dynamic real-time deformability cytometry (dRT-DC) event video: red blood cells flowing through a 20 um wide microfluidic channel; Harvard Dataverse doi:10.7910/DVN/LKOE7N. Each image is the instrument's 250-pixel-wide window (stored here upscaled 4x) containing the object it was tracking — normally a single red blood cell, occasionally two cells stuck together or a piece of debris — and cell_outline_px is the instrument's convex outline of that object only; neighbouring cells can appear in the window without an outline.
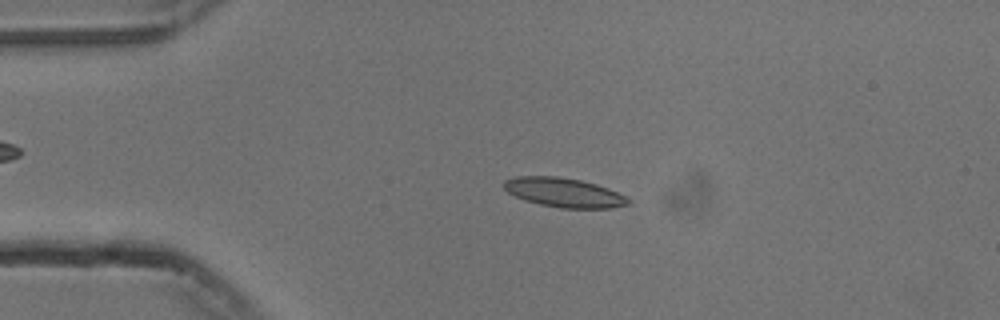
{"species": "common noctule bat (a hibernating species)", "species_latin": "Nyctalus noctula", "temperature_condition": "cold", "stored_images_in_passage": 53, "camera_frame_rate_fps": 3000, "um_per_image_px": 0.085, "animal": {"sex": "male", "body_mass_g": 13.3}, "frame": {"image": 1, "passage_image": 11, "time_ms": 3.333, "image_size_px": [1000, 320], "cell_outline_px": [[632, 200], [628, 204], [612, 208], [560, 208], [540, 204], [524, 200], [508, 192], [504, 188], [504, 180], [516, 176], [556, 176], [580, 180], [596, 184], [608, 188]], "centroid_in_image_um": [47.93, 16.36], "position_along_channel_um": 37.1, "area_um2": 21.1}}
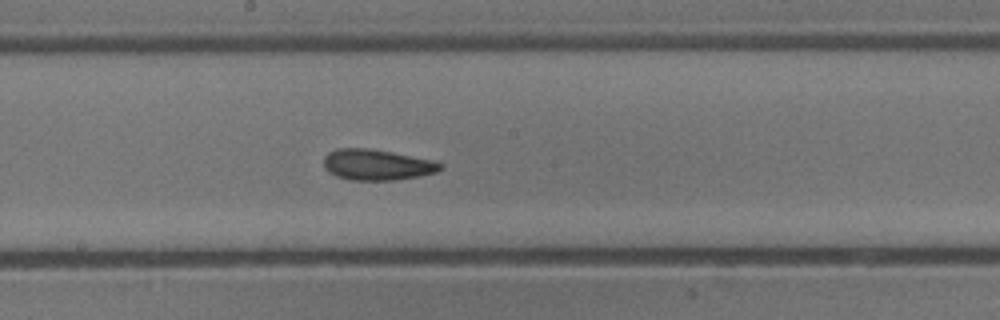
{"frame": {"image": 2, "passage_image": 28, "time_ms": 9.0, "image_size_px": [1000, 320], "cell_outline_px": [[444, 168], [436, 172], [420, 176], [396, 180], [348, 180], [336, 176], [328, 172], [324, 168], [324, 156], [328, 152], [336, 148], [368, 148], [392, 152], [436, 160], [444, 164]], "centroid_in_image_um": [32.06, 14.0], "position_along_channel_um": 216.1, "area_um2": 21.33}}
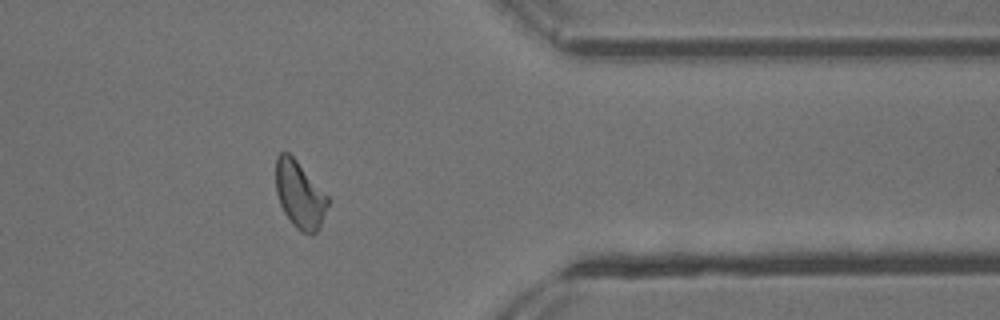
{"frame": {"image": 3, "passage_image": 43, "time_ms": 14.0, "image_size_px": [1000, 320], "cell_outline_px": [[328, 204], [320, 228], [316, 232], [300, 232], [292, 224], [284, 212], [280, 204], [276, 192], [276, 156], [280, 152], [288, 152], [296, 160], [328, 196]], "centroid_in_image_um": [25.46, 16.55], "position_along_channel_um": 385.9, "area_um2": 20.06}, "authors_computed_cell_mechanics": {"area_um2": 20.5768, "velocity_mm_per_s": 3.7354, "shape_relaxation_time_tau1_ms": 8.3303, "shape_relaxation_time_tau2_ms": 3.0398, "deformation_change_tau1": 0.1548, "deformation_change_tau2": 0.1062}}